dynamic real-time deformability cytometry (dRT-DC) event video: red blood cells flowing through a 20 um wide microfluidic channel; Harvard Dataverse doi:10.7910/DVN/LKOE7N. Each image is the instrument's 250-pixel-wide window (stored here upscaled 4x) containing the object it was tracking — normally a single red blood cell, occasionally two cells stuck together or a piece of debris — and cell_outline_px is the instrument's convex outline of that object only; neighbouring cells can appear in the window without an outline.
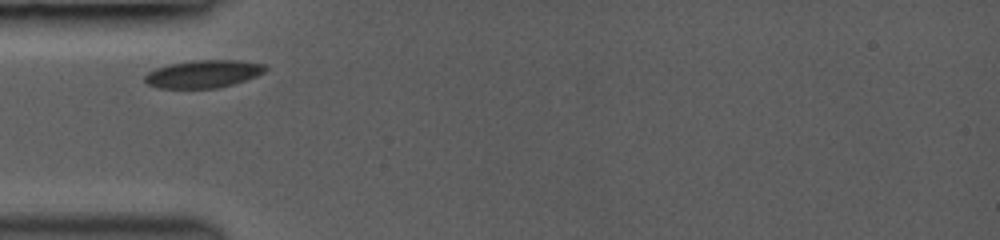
{"species": "common noctule bat (a hibernating species)", "species_latin": "Nyctalus noctula", "temperature_condition": "room temperature", "stored_images_in_passage": 3, "camera_frame_rate_fps": 3000, "um_per_image_px": 0.085, "animal": {"sex": "female", "body_mass_g": 19.0, "forearm_length_mm": 53.3}, "frame": {"image": 1, "passage_image": 1, "time_ms": 0.0, "image_size_px": [1000, 240], "cell_outline_px": [[268, 68], [264, 72], [256, 76], [220, 88], [156, 88], [148, 84], [144, 80], [144, 76], [148, 72], [156, 68], [168, 64], [192, 60], [236, 60], [264, 64]], "centroid_in_image_um": [17.26, 6.28], "position_along_channel_um": 67.7, "area_um2": 19.48}}
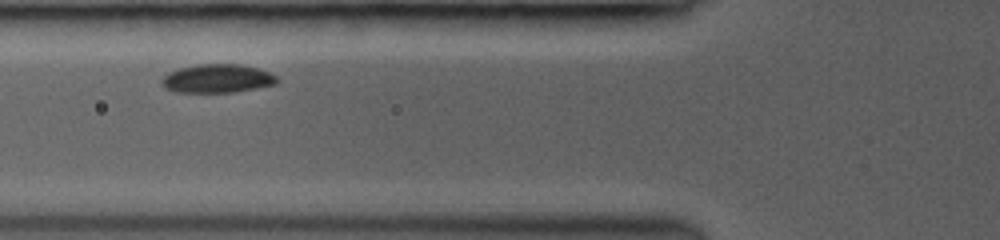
{"frame": {"image": 2, "passage_image": 2, "time_ms": 1.0, "image_size_px": [1000, 240], "cell_outline_px": [[280, 80], [276, 84], [256, 88], [232, 92], [176, 92], [164, 88], [160, 80], [168, 72], [180, 68], [196, 64], [240, 64], [260, 68], [276, 76]], "centroid_in_image_um": [18.47, 6.67], "position_along_channel_um": 107.3, "area_um2": 19.31}}